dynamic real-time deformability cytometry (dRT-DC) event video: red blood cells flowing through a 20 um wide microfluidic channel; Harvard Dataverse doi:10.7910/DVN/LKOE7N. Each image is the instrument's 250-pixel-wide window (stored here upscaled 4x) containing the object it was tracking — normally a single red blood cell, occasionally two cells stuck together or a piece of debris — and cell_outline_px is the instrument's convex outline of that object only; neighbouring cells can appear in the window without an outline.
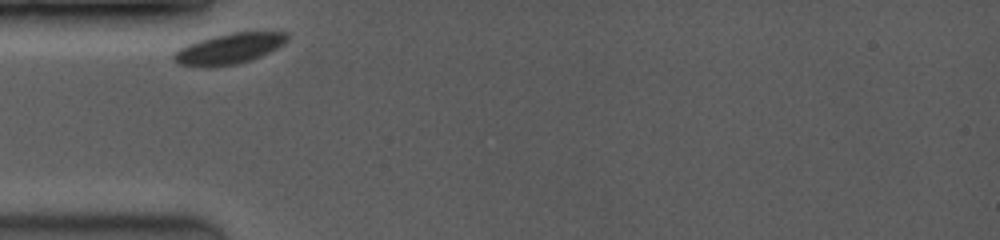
{"species": "common noctule bat (a hibernating species)", "species_latin": "Nyctalus noctula", "temperature_condition": "room temperature", "stored_images_in_passage": 34, "camera_frame_rate_fps": 3500, "um_per_image_px": 0.085, "animal": {"sex": "female", "body_mass_g": 19.0, "forearm_length_mm": 53.3}, "frame": {"image": 1, "passage_image": 1, "time_ms": 0.0, "image_size_px": [1000, 240], "cell_outline_px": [[288, 40], [284, 44], [252, 60], [236, 64], [212, 68], [204, 68], [180, 64], [172, 56], [180, 48], [188, 44], [212, 36], [232, 32], [288, 32]], "centroid_in_image_um": [19.49, 4.15], "position_along_channel_um": 65.5, "area_um2": 20.23}}
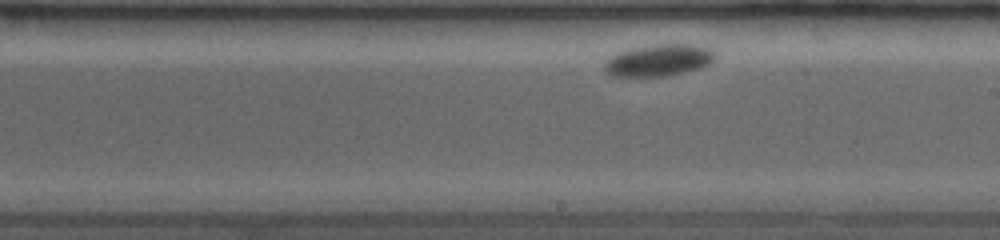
{"frame": {"image": 2, "passage_image": 18, "time_ms": 4.857, "image_size_px": [1000, 240], "cell_outline_px": [[716, 56], [708, 64], [700, 68], [684, 72], [664, 76], [612, 76], [604, 68], [604, 60], [616, 52], [628, 48], [656, 44], [692, 44], [708, 48], [716, 52]], "centroid_in_image_um": [55.95, 5.1], "position_along_channel_um": 233.0, "area_um2": 20.63}}
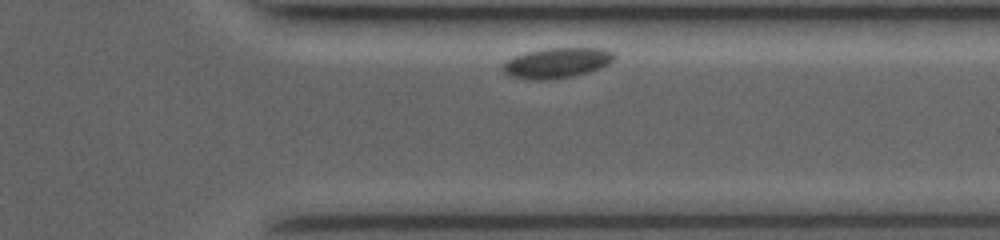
{"frame": {"image": 3, "passage_image": 31, "time_ms": 8.571, "image_size_px": [1000, 240], "cell_outline_px": [[616, 56], [608, 64], [600, 68], [576, 76], [544, 80], [532, 80], [508, 76], [504, 72], [504, 64], [508, 60], [524, 52], [548, 48], [604, 48], [616, 52]], "centroid_in_image_um": [47.38, 5.34], "position_along_channel_um": 364.0, "area_um2": 19.71}, "authors_computed_cell_mechanics": {"area_um2": 20.6346, "velocity_mm_per_s": 3.4868, "shape_relaxation_time_tau1_ms": 0.9127, "shape_relaxation_time_tau2_ms": null, "deformation_change_tau1": 0.0223, "deformation_change_tau2": null}}